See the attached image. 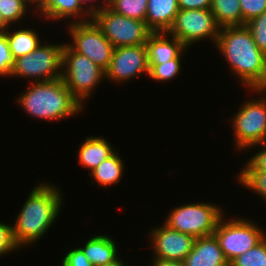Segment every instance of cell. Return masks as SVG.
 <instances>
[{
	"mask_svg": "<svg viewBox=\"0 0 266 266\" xmlns=\"http://www.w3.org/2000/svg\"><path fill=\"white\" fill-rule=\"evenodd\" d=\"M214 47L246 90L266 89V54L257 47L246 25L222 27Z\"/></svg>",
	"mask_w": 266,
	"mask_h": 266,
	"instance_id": "6da1fadb",
	"label": "cell"
},
{
	"mask_svg": "<svg viewBox=\"0 0 266 266\" xmlns=\"http://www.w3.org/2000/svg\"><path fill=\"white\" fill-rule=\"evenodd\" d=\"M60 188L45 181L31 188L15 222L12 223L16 244L22 248L36 245L60 216L64 202Z\"/></svg>",
	"mask_w": 266,
	"mask_h": 266,
	"instance_id": "7a4b0ae2",
	"label": "cell"
},
{
	"mask_svg": "<svg viewBox=\"0 0 266 266\" xmlns=\"http://www.w3.org/2000/svg\"><path fill=\"white\" fill-rule=\"evenodd\" d=\"M17 97L15 103L36 120L61 121L78 116L86 108L72 95L61 77L31 82Z\"/></svg>",
	"mask_w": 266,
	"mask_h": 266,
	"instance_id": "3957f363",
	"label": "cell"
},
{
	"mask_svg": "<svg viewBox=\"0 0 266 266\" xmlns=\"http://www.w3.org/2000/svg\"><path fill=\"white\" fill-rule=\"evenodd\" d=\"M250 92L260 97L246 99L230 119L234 146L239 152L266 142V89H251Z\"/></svg>",
	"mask_w": 266,
	"mask_h": 266,
	"instance_id": "277c9868",
	"label": "cell"
},
{
	"mask_svg": "<svg viewBox=\"0 0 266 266\" xmlns=\"http://www.w3.org/2000/svg\"><path fill=\"white\" fill-rule=\"evenodd\" d=\"M67 42L63 48L61 78L72 95L84 107L91 95L93 96L94 89L96 90L101 82L105 81L106 71L86 56L75 52Z\"/></svg>",
	"mask_w": 266,
	"mask_h": 266,
	"instance_id": "5b68a950",
	"label": "cell"
},
{
	"mask_svg": "<svg viewBox=\"0 0 266 266\" xmlns=\"http://www.w3.org/2000/svg\"><path fill=\"white\" fill-rule=\"evenodd\" d=\"M217 203L194 202L171 209L163 223L170 229L195 238L213 235L218 222L226 215Z\"/></svg>",
	"mask_w": 266,
	"mask_h": 266,
	"instance_id": "8992f818",
	"label": "cell"
},
{
	"mask_svg": "<svg viewBox=\"0 0 266 266\" xmlns=\"http://www.w3.org/2000/svg\"><path fill=\"white\" fill-rule=\"evenodd\" d=\"M64 45V42L61 44L42 42L31 53L16 58L10 77L30 79L29 83L60 78Z\"/></svg>",
	"mask_w": 266,
	"mask_h": 266,
	"instance_id": "52a82bcc",
	"label": "cell"
},
{
	"mask_svg": "<svg viewBox=\"0 0 266 266\" xmlns=\"http://www.w3.org/2000/svg\"><path fill=\"white\" fill-rule=\"evenodd\" d=\"M232 218L227 219V214L226 217L224 215L213 233L229 263L266 237L264 228L256 220L238 216Z\"/></svg>",
	"mask_w": 266,
	"mask_h": 266,
	"instance_id": "ba28073f",
	"label": "cell"
},
{
	"mask_svg": "<svg viewBox=\"0 0 266 266\" xmlns=\"http://www.w3.org/2000/svg\"><path fill=\"white\" fill-rule=\"evenodd\" d=\"M220 29L210 9H179L167 33L190 48L194 43L207 39L215 45Z\"/></svg>",
	"mask_w": 266,
	"mask_h": 266,
	"instance_id": "9c48e42d",
	"label": "cell"
},
{
	"mask_svg": "<svg viewBox=\"0 0 266 266\" xmlns=\"http://www.w3.org/2000/svg\"><path fill=\"white\" fill-rule=\"evenodd\" d=\"M66 26L67 33L72 38L67 44L75 52L86 56L106 71L109 68L114 47L95 22L93 20L67 22Z\"/></svg>",
	"mask_w": 266,
	"mask_h": 266,
	"instance_id": "30bf717a",
	"label": "cell"
},
{
	"mask_svg": "<svg viewBox=\"0 0 266 266\" xmlns=\"http://www.w3.org/2000/svg\"><path fill=\"white\" fill-rule=\"evenodd\" d=\"M92 20L114 48L143 45L152 33L147 28L145 21L117 14L108 6L97 12Z\"/></svg>",
	"mask_w": 266,
	"mask_h": 266,
	"instance_id": "8fae6325",
	"label": "cell"
},
{
	"mask_svg": "<svg viewBox=\"0 0 266 266\" xmlns=\"http://www.w3.org/2000/svg\"><path fill=\"white\" fill-rule=\"evenodd\" d=\"M143 74L149 75L147 47L137 46L116 47L113 49L109 68L106 70V80L110 83L132 81Z\"/></svg>",
	"mask_w": 266,
	"mask_h": 266,
	"instance_id": "7c38bea8",
	"label": "cell"
},
{
	"mask_svg": "<svg viewBox=\"0 0 266 266\" xmlns=\"http://www.w3.org/2000/svg\"><path fill=\"white\" fill-rule=\"evenodd\" d=\"M162 224L152 227L148 233L152 258L182 262L193 249L196 238Z\"/></svg>",
	"mask_w": 266,
	"mask_h": 266,
	"instance_id": "4fadbf2b",
	"label": "cell"
},
{
	"mask_svg": "<svg viewBox=\"0 0 266 266\" xmlns=\"http://www.w3.org/2000/svg\"><path fill=\"white\" fill-rule=\"evenodd\" d=\"M34 13L40 19L54 23L55 21L69 20L72 22H87L92 17L83 9L79 0H41L35 7ZM84 15V16H83ZM72 20H71V19Z\"/></svg>",
	"mask_w": 266,
	"mask_h": 266,
	"instance_id": "5bb4252c",
	"label": "cell"
},
{
	"mask_svg": "<svg viewBox=\"0 0 266 266\" xmlns=\"http://www.w3.org/2000/svg\"><path fill=\"white\" fill-rule=\"evenodd\" d=\"M182 264L183 266H229L214 234L196 238L193 249Z\"/></svg>",
	"mask_w": 266,
	"mask_h": 266,
	"instance_id": "9a60e30c",
	"label": "cell"
},
{
	"mask_svg": "<svg viewBox=\"0 0 266 266\" xmlns=\"http://www.w3.org/2000/svg\"><path fill=\"white\" fill-rule=\"evenodd\" d=\"M148 65H160L177 58L187 47L167 32L151 33L145 43Z\"/></svg>",
	"mask_w": 266,
	"mask_h": 266,
	"instance_id": "2e32d148",
	"label": "cell"
},
{
	"mask_svg": "<svg viewBox=\"0 0 266 266\" xmlns=\"http://www.w3.org/2000/svg\"><path fill=\"white\" fill-rule=\"evenodd\" d=\"M178 12V0H148L146 26L152 33L168 32Z\"/></svg>",
	"mask_w": 266,
	"mask_h": 266,
	"instance_id": "e0dca14e",
	"label": "cell"
},
{
	"mask_svg": "<svg viewBox=\"0 0 266 266\" xmlns=\"http://www.w3.org/2000/svg\"><path fill=\"white\" fill-rule=\"evenodd\" d=\"M84 243L78 247L94 266L109 264L121 256L118 243L110 235H92Z\"/></svg>",
	"mask_w": 266,
	"mask_h": 266,
	"instance_id": "ac0fdd59",
	"label": "cell"
},
{
	"mask_svg": "<svg viewBox=\"0 0 266 266\" xmlns=\"http://www.w3.org/2000/svg\"><path fill=\"white\" fill-rule=\"evenodd\" d=\"M77 151L78 163L87 168L88 174L116 150L104 136H87ZM110 142V143H109Z\"/></svg>",
	"mask_w": 266,
	"mask_h": 266,
	"instance_id": "d6986e66",
	"label": "cell"
},
{
	"mask_svg": "<svg viewBox=\"0 0 266 266\" xmlns=\"http://www.w3.org/2000/svg\"><path fill=\"white\" fill-rule=\"evenodd\" d=\"M17 26L18 25H12L4 32L9 43L10 51L15 58L31 53L43 41L37 32L39 30H35L30 27L23 28L20 25L18 27Z\"/></svg>",
	"mask_w": 266,
	"mask_h": 266,
	"instance_id": "ffe728a7",
	"label": "cell"
},
{
	"mask_svg": "<svg viewBox=\"0 0 266 266\" xmlns=\"http://www.w3.org/2000/svg\"><path fill=\"white\" fill-rule=\"evenodd\" d=\"M124 170L125 163L122 156L118 154V150H116L89 173V176L93 179L90 183L92 185L97 183L99 187L105 188L118 185L123 179Z\"/></svg>",
	"mask_w": 266,
	"mask_h": 266,
	"instance_id": "44dd1931",
	"label": "cell"
},
{
	"mask_svg": "<svg viewBox=\"0 0 266 266\" xmlns=\"http://www.w3.org/2000/svg\"><path fill=\"white\" fill-rule=\"evenodd\" d=\"M210 10L221 28L243 25L240 0H212Z\"/></svg>",
	"mask_w": 266,
	"mask_h": 266,
	"instance_id": "7402d4cb",
	"label": "cell"
},
{
	"mask_svg": "<svg viewBox=\"0 0 266 266\" xmlns=\"http://www.w3.org/2000/svg\"><path fill=\"white\" fill-rule=\"evenodd\" d=\"M31 9V15H34V6L28 0H0V13L10 26L21 25L19 23L23 25L22 20L28 16Z\"/></svg>",
	"mask_w": 266,
	"mask_h": 266,
	"instance_id": "603a6c76",
	"label": "cell"
},
{
	"mask_svg": "<svg viewBox=\"0 0 266 266\" xmlns=\"http://www.w3.org/2000/svg\"><path fill=\"white\" fill-rule=\"evenodd\" d=\"M148 0H109L108 7L125 17L145 21Z\"/></svg>",
	"mask_w": 266,
	"mask_h": 266,
	"instance_id": "cb8c5ba5",
	"label": "cell"
},
{
	"mask_svg": "<svg viewBox=\"0 0 266 266\" xmlns=\"http://www.w3.org/2000/svg\"><path fill=\"white\" fill-rule=\"evenodd\" d=\"M186 48L177 58L168 60L160 65H149V75L152 80L157 82L172 81L178 77L182 65V56L186 54Z\"/></svg>",
	"mask_w": 266,
	"mask_h": 266,
	"instance_id": "d4e9b609",
	"label": "cell"
},
{
	"mask_svg": "<svg viewBox=\"0 0 266 266\" xmlns=\"http://www.w3.org/2000/svg\"><path fill=\"white\" fill-rule=\"evenodd\" d=\"M235 179L266 203V172H239Z\"/></svg>",
	"mask_w": 266,
	"mask_h": 266,
	"instance_id": "484cf974",
	"label": "cell"
},
{
	"mask_svg": "<svg viewBox=\"0 0 266 266\" xmlns=\"http://www.w3.org/2000/svg\"><path fill=\"white\" fill-rule=\"evenodd\" d=\"M229 266H266V237L256 246L232 260Z\"/></svg>",
	"mask_w": 266,
	"mask_h": 266,
	"instance_id": "4316f807",
	"label": "cell"
},
{
	"mask_svg": "<svg viewBox=\"0 0 266 266\" xmlns=\"http://www.w3.org/2000/svg\"><path fill=\"white\" fill-rule=\"evenodd\" d=\"M245 25L257 47L266 54V11Z\"/></svg>",
	"mask_w": 266,
	"mask_h": 266,
	"instance_id": "83f0119b",
	"label": "cell"
},
{
	"mask_svg": "<svg viewBox=\"0 0 266 266\" xmlns=\"http://www.w3.org/2000/svg\"><path fill=\"white\" fill-rule=\"evenodd\" d=\"M16 58L11 53L5 33H0V77H10Z\"/></svg>",
	"mask_w": 266,
	"mask_h": 266,
	"instance_id": "f1b7e54d",
	"label": "cell"
},
{
	"mask_svg": "<svg viewBox=\"0 0 266 266\" xmlns=\"http://www.w3.org/2000/svg\"><path fill=\"white\" fill-rule=\"evenodd\" d=\"M252 147L254 149L258 147L259 150L248 158L239 172H266V142Z\"/></svg>",
	"mask_w": 266,
	"mask_h": 266,
	"instance_id": "f546056e",
	"label": "cell"
},
{
	"mask_svg": "<svg viewBox=\"0 0 266 266\" xmlns=\"http://www.w3.org/2000/svg\"><path fill=\"white\" fill-rule=\"evenodd\" d=\"M16 244L12 224L3 223L0 221V258L10 253L21 251Z\"/></svg>",
	"mask_w": 266,
	"mask_h": 266,
	"instance_id": "4dcf8cb0",
	"label": "cell"
},
{
	"mask_svg": "<svg viewBox=\"0 0 266 266\" xmlns=\"http://www.w3.org/2000/svg\"><path fill=\"white\" fill-rule=\"evenodd\" d=\"M243 25L266 11V0H240Z\"/></svg>",
	"mask_w": 266,
	"mask_h": 266,
	"instance_id": "1f68e13d",
	"label": "cell"
},
{
	"mask_svg": "<svg viewBox=\"0 0 266 266\" xmlns=\"http://www.w3.org/2000/svg\"><path fill=\"white\" fill-rule=\"evenodd\" d=\"M62 258V266H94L78 246L69 249Z\"/></svg>",
	"mask_w": 266,
	"mask_h": 266,
	"instance_id": "d6a6232c",
	"label": "cell"
},
{
	"mask_svg": "<svg viewBox=\"0 0 266 266\" xmlns=\"http://www.w3.org/2000/svg\"><path fill=\"white\" fill-rule=\"evenodd\" d=\"M94 2H98L100 4L99 0H79V3L82 5L83 9L91 17H93L97 12H100L105 9L109 4V0H101L100 5Z\"/></svg>",
	"mask_w": 266,
	"mask_h": 266,
	"instance_id": "836d02e7",
	"label": "cell"
},
{
	"mask_svg": "<svg viewBox=\"0 0 266 266\" xmlns=\"http://www.w3.org/2000/svg\"><path fill=\"white\" fill-rule=\"evenodd\" d=\"M212 0H178L179 9H210Z\"/></svg>",
	"mask_w": 266,
	"mask_h": 266,
	"instance_id": "e575fe53",
	"label": "cell"
},
{
	"mask_svg": "<svg viewBox=\"0 0 266 266\" xmlns=\"http://www.w3.org/2000/svg\"><path fill=\"white\" fill-rule=\"evenodd\" d=\"M153 260L150 261L151 265L149 266H183L182 262L180 261H173V260H163L159 258H152Z\"/></svg>",
	"mask_w": 266,
	"mask_h": 266,
	"instance_id": "d590c367",
	"label": "cell"
},
{
	"mask_svg": "<svg viewBox=\"0 0 266 266\" xmlns=\"http://www.w3.org/2000/svg\"><path fill=\"white\" fill-rule=\"evenodd\" d=\"M9 27L10 25L4 20L0 13V33H4Z\"/></svg>",
	"mask_w": 266,
	"mask_h": 266,
	"instance_id": "8d00e7d4",
	"label": "cell"
},
{
	"mask_svg": "<svg viewBox=\"0 0 266 266\" xmlns=\"http://www.w3.org/2000/svg\"><path fill=\"white\" fill-rule=\"evenodd\" d=\"M126 262H124V260H122L121 257H119L117 260L109 263V264H104V265H101V266H126Z\"/></svg>",
	"mask_w": 266,
	"mask_h": 266,
	"instance_id": "74e56055",
	"label": "cell"
},
{
	"mask_svg": "<svg viewBox=\"0 0 266 266\" xmlns=\"http://www.w3.org/2000/svg\"><path fill=\"white\" fill-rule=\"evenodd\" d=\"M34 7L41 1V0H28Z\"/></svg>",
	"mask_w": 266,
	"mask_h": 266,
	"instance_id": "f35d334b",
	"label": "cell"
}]
</instances>
